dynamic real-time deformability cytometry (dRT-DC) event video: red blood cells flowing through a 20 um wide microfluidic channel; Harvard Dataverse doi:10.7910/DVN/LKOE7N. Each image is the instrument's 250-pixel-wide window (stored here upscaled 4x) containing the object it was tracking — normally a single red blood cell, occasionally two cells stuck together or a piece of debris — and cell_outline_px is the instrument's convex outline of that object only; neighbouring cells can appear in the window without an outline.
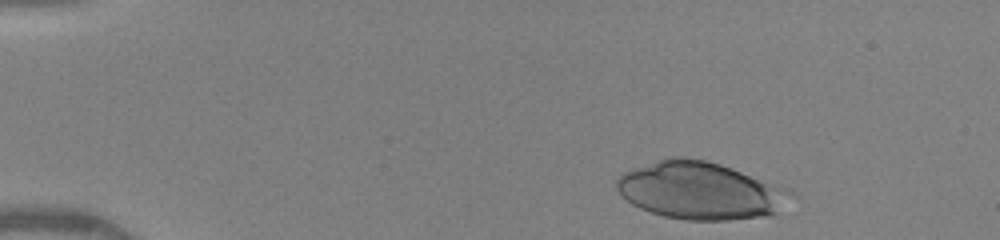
{"species": "human", "species_latin": "Homo sapiens", "temperature_condition": "warm", "stored_images_in_passage": 37, "camera_frame_rate_fps": 3000, "um_per_image_px": 0.085, "donor": {"sex": "female"}, "frame": {"image": 1, "passage_image": 2, "time_ms": 0.333, "image_size_px": [1000, 240], "cell_outline_px": [[800, 196], [776, 212], [768, 216], [728, 220], [684, 220], [664, 216], [640, 208], [632, 204], [616, 188], [616, 180], [624, 172], [632, 168], [668, 156], [684, 156], [704, 160], [720, 164], [792, 188]], "centroid_in_image_um": [59.63, 16.19], "position_along_channel_um": 25.4, "area_um2": 59.13}}